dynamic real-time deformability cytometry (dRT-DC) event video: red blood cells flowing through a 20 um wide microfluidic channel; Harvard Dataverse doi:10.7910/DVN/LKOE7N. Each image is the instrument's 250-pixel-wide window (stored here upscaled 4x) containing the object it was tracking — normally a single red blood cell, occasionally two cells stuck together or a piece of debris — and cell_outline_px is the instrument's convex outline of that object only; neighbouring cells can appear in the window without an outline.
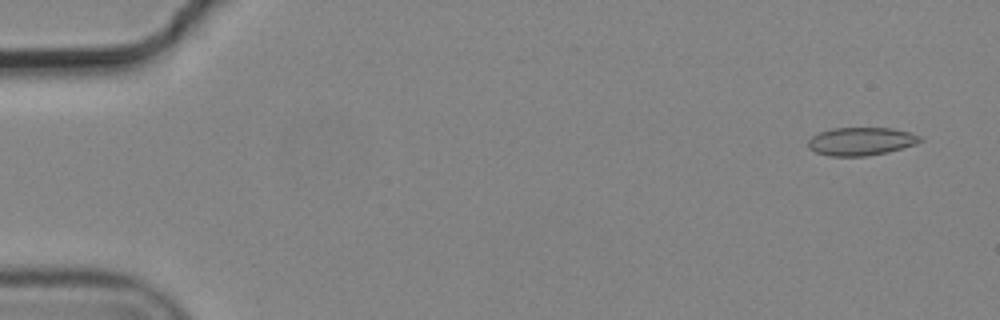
{"species": "common noctule bat (a hibernating species)", "species_latin": "Nyctalus noctula", "temperature_condition": "cold", "stored_images_in_passage": 4, "camera_frame_rate_fps": 3000, "um_per_image_px": 0.085, "animal": {"sex": "male", "body_mass_g": 19.2, "forearm_length_mm": 51.8}, "frame": {"image": 1, "passage_image": 1, "time_ms": 0.0, "image_size_px": [1000, 320], "cell_outline_px": [[924, 140], [916, 144], [888, 152], [864, 156], [828, 156], [816, 152], [808, 148], [808, 140], [812, 136], [820, 132], [832, 128], [892, 128], [908, 132], [920, 136]], "centroid_in_image_um": [73.18, 12.01], "position_along_channel_um": 11.8, "area_um2": 18.32}}